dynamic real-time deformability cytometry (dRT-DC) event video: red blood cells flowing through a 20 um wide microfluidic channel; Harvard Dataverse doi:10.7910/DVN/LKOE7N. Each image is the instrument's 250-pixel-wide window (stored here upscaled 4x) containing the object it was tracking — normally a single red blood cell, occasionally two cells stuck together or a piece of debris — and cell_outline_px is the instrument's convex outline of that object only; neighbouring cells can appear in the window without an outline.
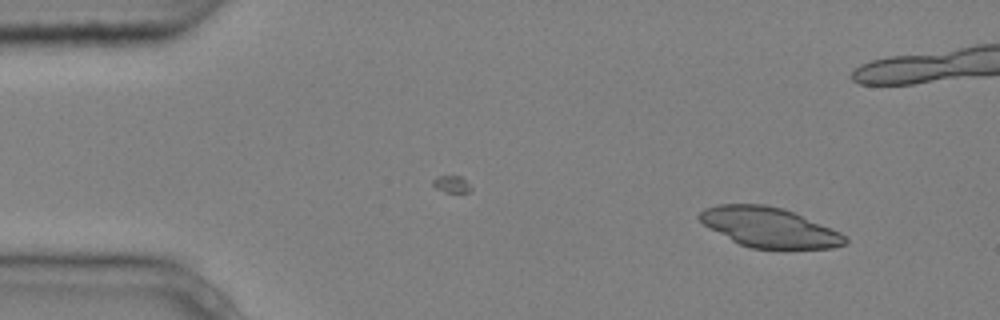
{"species": "common noctule bat (a hibernating species)", "species_latin": "Nyctalus noctula", "temperature_condition": "cold", "stored_images_in_passage": 10, "camera_frame_rate_fps": 3000, "um_per_image_px": 0.085, "animal": {"sex": "male", "body_mass_g": 20.4}, "frame": {"image": 1, "passage_image": 1, "time_ms": 0.0, "image_size_px": [1000, 320], "cell_outline_px": [[848, 244], [832, 248], [752, 248], [740, 244], [708, 228], [696, 216], [704, 208], [716, 204], [764, 204], [784, 208], [840, 232], [848, 240]], "centroid_in_image_um": [65.36, 19.31], "position_along_channel_um": 19.6, "area_um2": 33.64}}
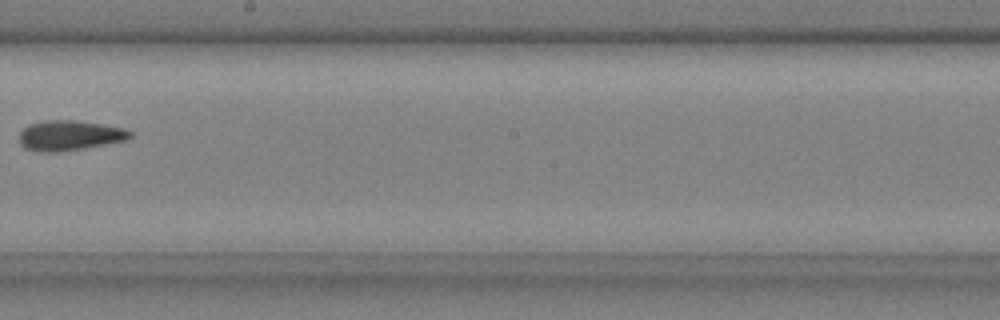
{"frame": {"image": 2, "passage_image": 9, "time_ms": 2.667, "image_size_px": [1000, 320], "cell_outline_px": [[132, 136], [128, 140], [60, 152], [40, 152], [24, 148], [20, 144], [20, 132], [28, 124], [44, 120], [76, 120], [124, 128], [132, 132]], "centroid_in_image_um": [5.9, 11.51], "position_along_channel_um": 242.3, "area_um2": 19.48}}
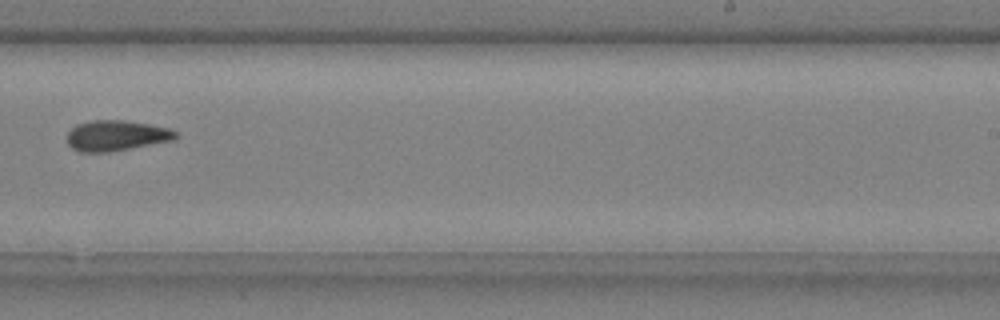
{"frame": {"image": 3, "passage_image": 10, "time_ms": 3.0, "image_size_px": [1000, 320], "cell_outline_px": [[180, 136], [176, 140], [132, 148], [108, 152], [80, 152], [72, 148], [68, 144], [68, 132], [76, 124], [92, 120], [124, 120], [148, 124], [168, 128], [176, 132]], "centroid_in_image_um": [9.91, 11.53], "position_along_channel_um": 279.1, "area_um2": 19.42}}